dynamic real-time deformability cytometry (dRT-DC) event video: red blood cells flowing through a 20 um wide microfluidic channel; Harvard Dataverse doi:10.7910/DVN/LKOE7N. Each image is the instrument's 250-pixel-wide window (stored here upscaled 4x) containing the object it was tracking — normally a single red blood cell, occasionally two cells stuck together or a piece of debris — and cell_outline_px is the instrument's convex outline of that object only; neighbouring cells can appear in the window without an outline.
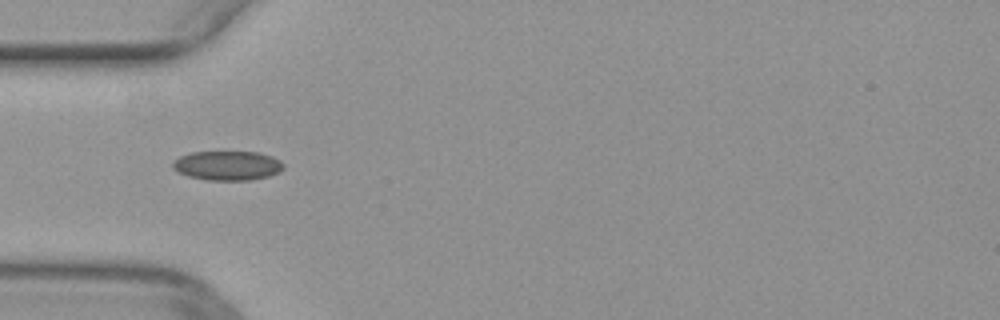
{"species": "common noctule bat (a hibernating species)", "species_latin": "Nyctalus noctula", "temperature_condition": "warm", "stored_images_in_passage": 8, "camera_frame_rate_fps": 3000, "um_per_image_px": 0.085, "animal": {"sex": "female", "body_mass_g": 29.2, "forearm_length_mm": 56.3}, "frame": {"image": 1, "passage_image": 3, "time_ms": 0.667, "image_size_px": [1000, 320], "cell_outline_px": [[284, 168], [280, 172], [268, 176], [252, 180], [204, 180], [188, 176], [172, 168], [172, 160], [180, 156], [192, 152], [260, 152], [272, 156], [280, 160], [284, 164]], "centroid_in_image_um": [19.35, 14.07], "position_along_channel_um": 65.7, "area_um2": 19.13}}
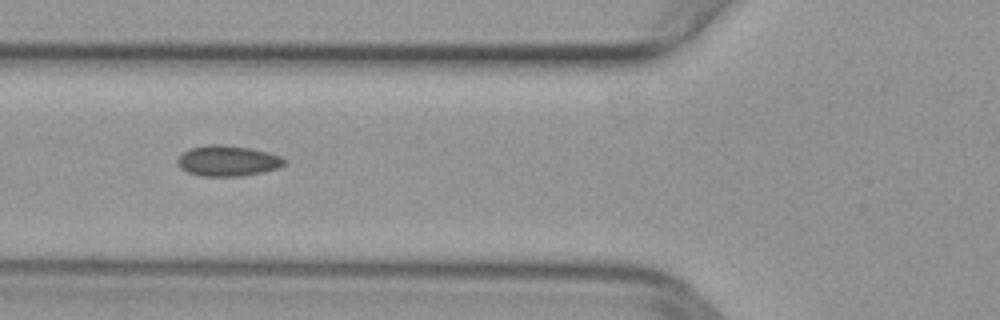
{"frame": {"image": 2, "passage_image": 6, "time_ms": 1.667, "image_size_px": [1000, 320], "cell_outline_px": [[288, 160], [284, 164], [276, 168], [264, 172], [240, 176], [200, 176], [188, 172], [180, 168], [176, 164], [176, 160], [188, 148], [208, 144], [224, 144], [252, 148], [268, 152], [280, 156]], "centroid_in_image_um": [19.34, 13.66], "position_along_channel_um": 106.5, "area_um2": 19.31}}